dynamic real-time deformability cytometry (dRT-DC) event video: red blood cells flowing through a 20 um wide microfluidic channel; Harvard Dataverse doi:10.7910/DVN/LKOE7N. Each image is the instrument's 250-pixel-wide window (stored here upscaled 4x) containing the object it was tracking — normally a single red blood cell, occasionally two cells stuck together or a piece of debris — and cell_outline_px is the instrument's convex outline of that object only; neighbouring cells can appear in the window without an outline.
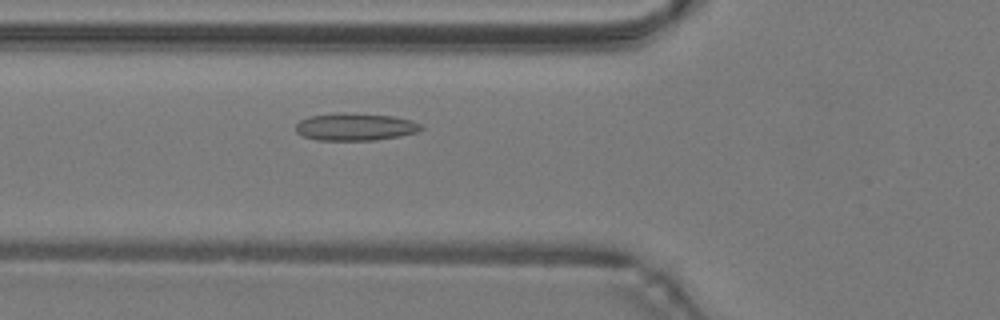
{"species": "common noctule bat (a hibernating species)", "species_latin": "Nyctalus noctula", "temperature_condition": "warm", "stored_images_in_passage": 30, "camera_frame_rate_fps": 3000, "um_per_image_px": 0.085, "animal": {"sex": "male", "body_mass_g": 19.2, "forearm_length_mm": 51.8}, "frame": {"image": 1, "passage_image": 8, "time_ms": 2.333, "image_size_px": [1000, 320], "cell_outline_px": [[424, 128], [420, 132], [400, 136], [376, 140], [316, 140], [304, 136], [296, 132], [296, 124], [300, 120], [308, 116], [392, 116], [412, 120], [420, 124]], "centroid_in_image_um": [30.26, 10.85], "position_along_channel_um": 95.5, "area_um2": 18.96}}
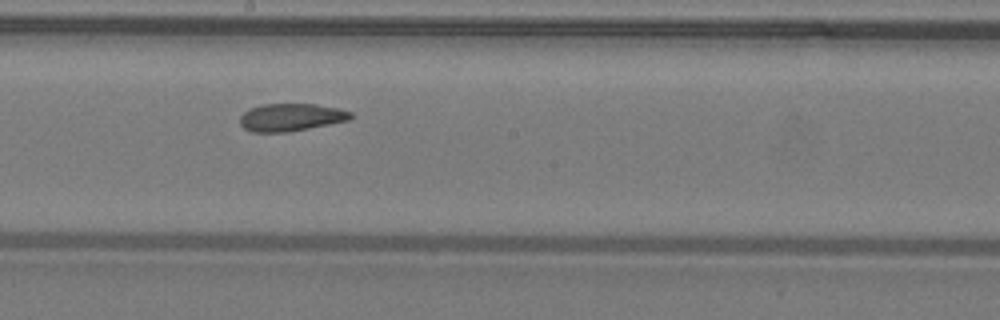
{"frame": {"image": 2, "passage_image": 17, "time_ms": 5.333, "image_size_px": [1000, 320], "cell_outline_px": [[352, 116], [348, 120], [288, 132], [252, 132], [244, 128], [240, 124], [240, 116], [248, 108], [260, 104], [316, 104], [340, 108], [352, 112]], "centroid_in_image_um": [24.7, 9.96], "position_along_channel_um": 223.5, "area_um2": 17.86}}
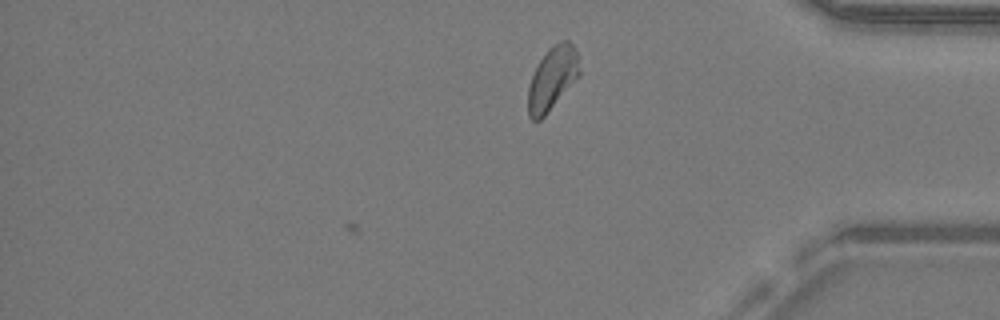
{"frame": {"image": 3, "passage_image": 30, "time_ms": 9.667, "image_size_px": [1000, 320], "cell_outline_px": [[580, 76], [544, 116], [540, 120], [532, 120], [528, 116], [528, 88], [532, 76], [540, 60], [548, 48], [560, 40], [568, 40], [572, 44], [576, 52], [580, 72]], "centroid_in_image_um": [46.95, 6.67], "position_along_channel_um": 388.3, "area_um2": 18.79}, "authors_computed_cell_mechanics": {"area_um2": 18.2648, "velocity_mm_per_s": 4.2442, "shape_relaxation_time_tau1_ms": 7.4314, "shape_relaxation_time_tau2_ms": 2.3634, "deformation_change_tau1": 0.1764, "deformation_change_tau2": 0.084}}